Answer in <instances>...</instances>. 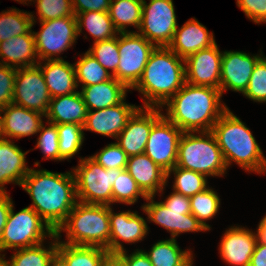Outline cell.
<instances>
[{
	"label": "cell",
	"mask_w": 266,
	"mask_h": 266,
	"mask_svg": "<svg viewBox=\"0 0 266 266\" xmlns=\"http://www.w3.org/2000/svg\"><path fill=\"white\" fill-rule=\"evenodd\" d=\"M30 12L11 8L0 13V42L18 35L28 34L35 24V16Z\"/></svg>",
	"instance_id": "obj_33"
},
{
	"label": "cell",
	"mask_w": 266,
	"mask_h": 266,
	"mask_svg": "<svg viewBox=\"0 0 266 266\" xmlns=\"http://www.w3.org/2000/svg\"><path fill=\"white\" fill-rule=\"evenodd\" d=\"M111 0H72L74 14L87 11L109 12Z\"/></svg>",
	"instance_id": "obj_47"
},
{
	"label": "cell",
	"mask_w": 266,
	"mask_h": 266,
	"mask_svg": "<svg viewBox=\"0 0 266 266\" xmlns=\"http://www.w3.org/2000/svg\"><path fill=\"white\" fill-rule=\"evenodd\" d=\"M87 107L80 91L51 98L48 111L44 117L52 124L77 123L84 126Z\"/></svg>",
	"instance_id": "obj_27"
},
{
	"label": "cell",
	"mask_w": 266,
	"mask_h": 266,
	"mask_svg": "<svg viewBox=\"0 0 266 266\" xmlns=\"http://www.w3.org/2000/svg\"><path fill=\"white\" fill-rule=\"evenodd\" d=\"M76 71L77 86L82 83V87L93 84H99L106 80L112 79L113 76L87 51L76 63H74ZM80 83V84H79Z\"/></svg>",
	"instance_id": "obj_36"
},
{
	"label": "cell",
	"mask_w": 266,
	"mask_h": 266,
	"mask_svg": "<svg viewBox=\"0 0 266 266\" xmlns=\"http://www.w3.org/2000/svg\"><path fill=\"white\" fill-rule=\"evenodd\" d=\"M4 258H5V254L2 255L0 253V266H9L8 263H7V260H5Z\"/></svg>",
	"instance_id": "obj_55"
},
{
	"label": "cell",
	"mask_w": 266,
	"mask_h": 266,
	"mask_svg": "<svg viewBox=\"0 0 266 266\" xmlns=\"http://www.w3.org/2000/svg\"><path fill=\"white\" fill-rule=\"evenodd\" d=\"M48 266H68L66 261L56 252L50 259Z\"/></svg>",
	"instance_id": "obj_52"
},
{
	"label": "cell",
	"mask_w": 266,
	"mask_h": 266,
	"mask_svg": "<svg viewBox=\"0 0 266 266\" xmlns=\"http://www.w3.org/2000/svg\"><path fill=\"white\" fill-rule=\"evenodd\" d=\"M87 52L91 54L107 71L108 69H111L112 76L116 73L120 61L118 35L108 40L94 42L93 46H91Z\"/></svg>",
	"instance_id": "obj_40"
},
{
	"label": "cell",
	"mask_w": 266,
	"mask_h": 266,
	"mask_svg": "<svg viewBox=\"0 0 266 266\" xmlns=\"http://www.w3.org/2000/svg\"><path fill=\"white\" fill-rule=\"evenodd\" d=\"M219 253L229 265L249 266L257 244V235L252 230L231 226L221 238Z\"/></svg>",
	"instance_id": "obj_20"
},
{
	"label": "cell",
	"mask_w": 266,
	"mask_h": 266,
	"mask_svg": "<svg viewBox=\"0 0 266 266\" xmlns=\"http://www.w3.org/2000/svg\"><path fill=\"white\" fill-rule=\"evenodd\" d=\"M51 95L38 65L17 69L12 103L46 115Z\"/></svg>",
	"instance_id": "obj_13"
},
{
	"label": "cell",
	"mask_w": 266,
	"mask_h": 266,
	"mask_svg": "<svg viewBox=\"0 0 266 266\" xmlns=\"http://www.w3.org/2000/svg\"><path fill=\"white\" fill-rule=\"evenodd\" d=\"M59 135V153L64 160H69L75 156L84 141L83 126L77 123L57 124Z\"/></svg>",
	"instance_id": "obj_39"
},
{
	"label": "cell",
	"mask_w": 266,
	"mask_h": 266,
	"mask_svg": "<svg viewBox=\"0 0 266 266\" xmlns=\"http://www.w3.org/2000/svg\"><path fill=\"white\" fill-rule=\"evenodd\" d=\"M249 55L241 51H223L221 63L220 91L228 89L242 94L248 87L256 63L264 56Z\"/></svg>",
	"instance_id": "obj_17"
},
{
	"label": "cell",
	"mask_w": 266,
	"mask_h": 266,
	"mask_svg": "<svg viewBox=\"0 0 266 266\" xmlns=\"http://www.w3.org/2000/svg\"><path fill=\"white\" fill-rule=\"evenodd\" d=\"M236 4L249 20L266 23V0H236Z\"/></svg>",
	"instance_id": "obj_46"
},
{
	"label": "cell",
	"mask_w": 266,
	"mask_h": 266,
	"mask_svg": "<svg viewBox=\"0 0 266 266\" xmlns=\"http://www.w3.org/2000/svg\"><path fill=\"white\" fill-rule=\"evenodd\" d=\"M256 232H266V215L260 221Z\"/></svg>",
	"instance_id": "obj_53"
},
{
	"label": "cell",
	"mask_w": 266,
	"mask_h": 266,
	"mask_svg": "<svg viewBox=\"0 0 266 266\" xmlns=\"http://www.w3.org/2000/svg\"><path fill=\"white\" fill-rule=\"evenodd\" d=\"M38 133L40 136L35 149L39 148L46 160L64 161L59 153V135L56 125L48 122V127H46L43 123Z\"/></svg>",
	"instance_id": "obj_41"
},
{
	"label": "cell",
	"mask_w": 266,
	"mask_h": 266,
	"mask_svg": "<svg viewBox=\"0 0 266 266\" xmlns=\"http://www.w3.org/2000/svg\"><path fill=\"white\" fill-rule=\"evenodd\" d=\"M147 196L138 187L136 181L126 169H116V179L112 187V203L135 204L139 197Z\"/></svg>",
	"instance_id": "obj_38"
},
{
	"label": "cell",
	"mask_w": 266,
	"mask_h": 266,
	"mask_svg": "<svg viewBox=\"0 0 266 266\" xmlns=\"http://www.w3.org/2000/svg\"><path fill=\"white\" fill-rule=\"evenodd\" d=\"M257 241L262 244H266V232H257Z\"/></svg>",
	"instance_id": "obj_54"
},
{
	"label": "cell",
	"mask_w": 266,
	"mask_h": 266,
	"mask_svg": "<svg viewBox=\"0 0 266 266\" xmlns=\"http://www.w3.org/2000/svg\"><path fill=\"white\" fill-rule=\"evenodd\" d=\"M186 83L185 62L168 46L155 47L137 84L132 88L145 99L143 107H159Z\"/></svg>",
	"instance_id": "obj_3"
},
{
	"label": "cell",
	"mask_w": 266,
	"mask_h": 266,
	"mask_svg": "<svg viewBox=\"0 0 266 266\" xmlns=\"http://www.w3.org/2000/svg\"><path fill=\"white\" fill-rule=\"evenodd\" d=\"M215 43L213 33H209L207 28L197 19L191 18L181 28L177 27L168 47L179 57L185 59L189 55L209 48Z\"/></svg>",
	"instance_id": "obj_22"
},
{
	"label": "cell",
	"mask_w": 266,
	"mask_h": 266,
	"mask_svg": "<svg viewBox=\"0 0 266 266\" xmlns=\"http://www.w3.org/2000/svg\"><path fill=\"white\" fill-rule=\"evenodd\" d=\"M159 107L140 106L127 121L116 143L129 156L142 154L153 124L163 115Z\"/></svg>",
	"instance_id": "obj_15"
},
{
	"label": "cell",
	"mask_w": 266,
	"mask_h": 266,
	"mask_svg": "<svg viewBox=\"0 0 266 266\" xmlns=\"http://www.w3.org/2000/svg\"><path fill=\"white\" fill-rule=\"evenodd\" d=\"M37 65L41 68L51 98L78 92L74 64L64 59H53L46 60L43 66L41 61Z\"/></svg>",
	"instance_id": "obj_25"
},
{
	"label": "cell",
	"mask_w": 266,
	"mask_h": 266,
	"mask_svg": "<svg viewBox=\"0 0 266 266\" xmlns=\"http://www.w3.org/2000/svg\"><path fill=\"white\" fill-rule=\"evenodd\" d=\"M40 26V31H33L38 60L63 59L58 54L72 47L78 37L76 17L40 21Z\"/></svg>",
	"instance_id": "obj_11"
},
{
	"label": "cell",
	"mask_w": 266,
	"mask_h": 266,
	"mask_svg": "<svg viewBox=\"0 0 266 266\" xmlns=\"http://www.w3.org/2000/svg\"><path fill=\"white\" fill-rule=\"evenodd\" d=\"M12 204L13 201L7 192L0 193V241Z\"/></svg>",
	"instance_id": "obj_49"
},
{
	"label": "cell",
	"mask_w": 266,
	"mask_h": 266,
	"mask_svg": "<svg viewBox=\"0 0 266 266\" xmlns=\"http://www.w3.org/2000/svg\"><path fill=\"white\" fill-rule=\"evenodd\" d=\"M190 249L182 250L176 239L159 240L144 251L152 266H193V254Z\"/></svg>",
	"instance_id": "obj_29"
},
{
	"label": "cell",
	"mask_w": 266,
	"mask_h": 266,
	"mask_svg": "<svg viewBox=\"0 0 266 266\" xmlns=\"http://www.w3.org/2000/svg\"><path fill=\"white\" fill-rule=\"evenodd\" d=\"M13 207L12 204L0 241V252L32 247L43 243L46 237L52 240L55 232L31 207L17 213Z\"/></svg>",
	"instance_id": "obj_8"
},
{
	"label": "cell",
	"mask_w": 266,
	"mask_h": 266,
	"mask_svg": "<svg viewBox=\"0 0 266 266\" xmlns=\"http://www.w3.org/2000/svg\"><path fill=\"white\" fill-rule=\"evenodd\" d=\"M222 54L215 43L186 57L184 59L186 82L220 89Z\"/></svg>",
	"instance_id": "obj_16"
},
{
	"label": "cell",
	"mask_w": 266,
	"mask_h": 266,
	"mask_svg": "<svg viewBox=\"0 0 266 266\" xmlns=\"http://www.w3.org/2000/svg\"><path fill=\"white\" fill-rule=\"evenodd\" d=\"M0 138H2V114L0 109Z\"/></svg>",
	"instance_id": "obj_56"
},
{
	"label": "cell",
	"mask_w": 266,
	"mask_h": 266,
	"mask_svg": "<svg viewBox=\"0 0 266 266\" xmlns=\"http://www.w3.org/2000/svg\"><path fill=\"white\" fill-rule=\"evenodd\" d=\"M125 100L117 105L101 110L87 111L83 130L116 139L126 126L129 118L140 107L128 104Z\"/></svg>",
	"instance_id": "obj_18"
},
{
	"label": "cell",
	"mask_w": 266,
	"mask_h": 266,
	"mask_svg": "<svg viewBox=\"0 0 266 266\" xmlns=\"http://www.w3.org/2000/svg\"><path fill=\"white\" fill-rule=\"evenodd\" d=\"M1 114H3L2 138L7 139L9 137V140L10 138L18 140L22 137L37 134L43 124L41 118L45 116L13 103L2 108Z\"/></svg>",
	"instance_id": "obj_21"
},
{
	"label": "cell",
	"mask_w": 266,
	"mask_h": 266,
	"mask_svg": "<svg viewBox=\"0 0 266 266\" xmlns=\"http://www.w3.org/2000/svg\"><path fill=\"white\" fill-rule=\"evenodd\" d=\"M172 172L175 176L173 190L186 197L190 198L208 188L206 175L192 170H186L178 166H175L166 173V182H168V178L171 176Z\"/></svg>",
	"instance_id": "obj_35"
},
{
	"label": "cell",
	"mask_w": 266,
	"mask_h": 266,
	"mask_svg": "<svg viewBox=\"0 0 266 266\" xmlns=\"http://www.w3.org/2000/svg\"><path fill=\"white\" fill-rule=\"evenodd\" d=\"M249 266H266V244L257 242Z\"/></svg>",
	"instance_id": "obj_50"
},
{
	"label": "cell",
	"mask_w": 266,
	"mask_h": 266,
	"mask_svg": "<svg viewBox=\"0 0 266 266\" xmlns=\"http://www.w3.org/2000/svg\"><path fill=\"white\" fill-rule=\"evenodd\" d=\"M14 142L0 138V193L7 192L4 185L14 183L21 186L30 168L26 165V154Z\"/></svg>",
	"instance_id": "obj_24"
},
{
	"label": "cell",
	"mask_w": 266,
	"mask_h": 266,
	"mask_svg": "<svg viewBox=\"0 0 266 266\" xmlns=\"http://www.w3.org/2000/svg\"><path fill=\"white\" fill-rule=\"evenodd\" d=\"M128 87L114 77L99 84L81 87V95L87 110H101L121 103Z\"/></svg>",
	"instance_id": "obj_28"
},
{
	"label": "cell",
	"mask_w": 266,
	"mask_h": 266,
	"mask_svg": "<svg viewBox=\"0 0 266 266\" xmlns=\"http://www.w3.org/2000/svg\"><path fill=\"white\" fill-rule=\"evenodd\" d=\"M110 206L77 202L65 222L55 232L58 238L66 232L61 243L94 246L110 252Z\"/></svg>",
	"instance_id": "obj_5"
},
{
	"label": "cell",
	"mask_w": 266,
	"mask_h": 266,
	"mask_svg": "<svg viewBox=\"0 0 266 266\" xmlns=\"http://www.w3.org/2000/svg\"><path fill=\"white\" fill-rule=\"evenodd\" d=\"M110 252L125 251L122 242L136 243L142 241L148 233L146 220L138 212L130 210L120 213L113 212L110 206Z\"/></svg>",
	"instance_id": "obj_19"
},
{
	"label": "cell",
	"mask_w": 266,
	"mask_h": 266,
	"mask_svg": "<svg viewBox=\"0 0 266 266\" xmlns=\"http://www.w3.org/2000/svg\"><path fill=\"white\" fill-rule=\"evenodd\" d=\"M183 131L162 115L152 126L144 153L166 173L176 166Z\"/></svg>",
	"instance_id": "obj_14"
},
{
	"label": "cell",
	"mask_w": 266,
	"mask_h": 266,
	"mask_svg": "<svg viewBox=\"0 0 266 266\" xmlns=\"http://www.w3.org/2000/svg\"><path fill=\"white\" fill-rule=\"evenodd\" d=\"M37 3L39 21L60 17H75L72 0H30Z\"/></svg>",
	"instance_id": "obj_43"
},
{
	"label": "cell",
	"mask_w": 266,
	"mask_h": 266,
	"mask_svg": "<svg viewBox=\"0 0 266 266\" xmlns=\"http://www.w3.org/2000/svg\"><path fill=\"white\" fill-rule=\"evenodd\" d=\"M177 27L173 0H143L140 35L156 47L168 46Z\"/></svg>",
	"instance_id": "obj_12"
},
{
	"label": "cell",
	"mask_w": 266,
	"mask_h": 266,
	"mask_svg": "<svg viewBox=\"0 0 266 266\" xmlns=\"http://www.w3.org/2000/svg\"><path fill=\"white\" fill-rule=\"evenodd\" d=\"M77 21L78 36L82 33L85 26L89 34L95 39L94 42L108 40L119 35L116 30L109 12H82L75 14Z\"/></svg>",
	"instance_id": "obj_30"
},
{
	"label": "cell",
	"mask_w": 266,
	"mask_h": 266,
	"mask_svg": "<svg viewBox=\"0 0 266 266\" xmlns=\"http://www.w3.org/2000/svg\"><path fill=\"white\" fill-rule=\"evenodd\" d=\"M243 96L254 102H266V57L263 56L255 65L249 84Z\"/></svg>",
	"instance_id": "obj_42"
},
{
	"label": "cell",
	"mask_w": 266,
	"mask_h": 266,
	"mask_svg": "<svg viewBox=\"0 0 266 266\" xmlns=\"http://www.w3.org/2000/svg\"><path fill=\"white\" fill-rule=\"evenodd\" d=\"M119 35L120 61L113 77L132 89L140 80L148 59L156 46L135 31L119 33Z\"/></svg>",
	"instance_id": "obj_10"
},
{
	"label": "cell",
	"mask_w": 266,
	"mask_h": 266,
	"mask_svg": "<svg viewBox=\"0 0 266 266\" xmlns=\"http://www.w3.org/2000/svg\"><path fill=\"white\" fill-rule=\"evenodd\" d=\"M100 266H125L119 253L107 252L100 261Z\"/></svg>",
	"instance_id": "obj_51"
},
{
	"label": "cell",
	"mask_w": 266,
	"mask_h": 266,
	"mask_svg": "<svg viewBox=\"0 0 266 266\" xmlns=\"http://www.w3.org/2000/svg\"><path fill=\"white\" fill-rule=\"evenodd\" d=\"M209 188L210 187L190 197L191 213L208 231L211 227L205 221L216 216L220 208V198L218 194L216 191Z\"/></svg>",
	"instance_id": "obj_37"
},
{
	"label": "cell",
	"mask_w": 266,
	"mask_h": 266,
	"mask_svg": "<svg viewBox=\"0 0 266 266\" xmlns=\"http://www.w3.org/2000/svg\"><path fill=\"white\" fill-rule=\"evenodd\" d=\"M73 173L79 202L111 206L116 169H105L89 156L79 159Z\"/></svg>",
	"instance_id": "obj_9"
},
{
	"label": "cell",
	"mask_w": 266,
	"mask_h": 266,
	"mask_svg": "<svg viewBox=\"0 0 266 266\" xmlns=\"http://www.w3.org/2000/svg\"><path fill=\"white\" fill-rule=\"evenodd\" d=\"M36 58L33 30L0 42V64L19 69L37 65Z\"/></svg>",
	"instance_id": "obj_26"
},
{
	"label": "cell",
	"mask_w": 266,
	"mask_h": 266,
	"mask_svg": "<svg viewBox=\"0 0 266 266\" xmlns=\"http://www.w3.org/2000/svg\"><path fill=\"white\" fill-rule=\"evenodd\" d=\"M90 157L105 169H126L129 158L116 142L106 145L100 152Z\"/></svg>",
	"instance_id": "obj_44"
},
{
	"label": "cell",
	"mask_w": 266,
	"mask_h": 266,
	"mask_svg": "<svg viewBox=\"0 0 266 266\" xmlns=\"http://www.w3.org/2000/svg\"><path fill=\"white\" fill-rule=\"evenodd\" d=\"M183 132L178 142L176 166L209 176L226 173L221 149L211 131Z\"/></svg>",
	"instance_id": "obj_6"
},
{
	"label": "cell",
	"mask_w": 266,
	"mask_h": 266,
	"mask_svg": "<svg viewBox=\"0 0 266 266\" xmlns=\"http://www.w3.org/2000/svg\"><path fill=\"white\" fill-rule=\"evenodd\" d=\"M15 1H17V2H19V3H21V4L24 3V4L26 5V2H27V1L29 2L30 0H15Z\"/></svg>",
	"instance_id": "obj_57"
},
{
	"label": "cell",
	"mask_w": 266,
	"mask_h": 266,
	"mask_svg": "<svg viewBox=\"0 0 266 266\" xmlns=\"http://www.w3.org/2000/svg\"><path fill=\"white\" fill-rule=\"evenodd\" d=\"M220 89L185 83L163 106L164 116L183 132L211 131L228 107Z\"/></svg>",
	"instance_id": "obj_2"
},
{
	"label": "cell",
	"mask_w": 266,
	"mask_h": 266,
	"mask_svg": "<svg viewBox=\"0 0 266 266\" xmlns=\"http://www.w3.org/2000/svg\"><path fill=\"white\" fill-rule=\"evenodd\" d=\"M155 196H147V203L141 209L148 216V222H154L170 232L175 239L181 233L208 231L191 213L190 198L173 190L161 202H155Z\"/></svg>",
	"instance_id": "obj_7"
},
{
	"label": "cell",
	"mask_w": 266,
	"mask_h": 266,
	"mask_svg": "<svg viewBox=\"0 0 266 266\" xmlns=\"http://www.w3.org/2000/svg\"><path fill=\"white\" fill-rule=\"evenodd\" d=\"M107 252L100 247L61 243L58 238L57 253L68 266H100V261Z\"/></svg>",
	"instance_id": "obj_32"
},
{
	"label": "cell",
	"mask_w": 266,
	"mask_h": 266,
	"mask_svg": "<svg viewBox=\"0 0 266 266\" xmlns=\"http://www.w3.org/2000/svg\"><path fill=\"white\" fill-rule=\"evenodd\" d=\"M143 0H111L109 15L119 33L133 26L139 30L142 22Z\"/></svg>",
	"instance_id": "obj_31"
},
{
	"label": "cell",
	"mask_w": 266,
	"mask_h": 266,
	"mask_svg": "<svg viewBox=\"0 0 266 266\" xmlns=\"http://www.w3.org/2000/svg\"><path fill=\"white\" fill-rule=\"evenodd\" d=\"M126 170L146 196L163 193L164 186L167 185L166 172L145 153L129 156Z\"/></svg>",
	"instance_id": "obj_23"
},
{
	"label": "cell",
	"mask_w": 266,
	"mask_h": 266,
	"mask_svg": "<svg viewBox=\"0 0 266 266\" xmlns=\"http://www.w3.org/2000/svg\"><path fill=\"white\" fill-rule=\"evenodd\" d=\"M53 242L49 248L43 243L15 250L11 256V260H7L9 266H48L50 259L57 252L58 237L53 235Z\"/></svg>",
	"instance_id": "obj_34"
},
{
	"label": "cell",
	"mask_w": 266,
	"mask_h": 266,
	"mask_svg": "<svg viewBox=\"0 0 266 266\" xmlns=\"http://www.w3.org/2000/svg\"><path fill=\"white\" fill-rule=\"evenodd\" d=\"M123 257L125 266H152L148 256L142 249H136L135 252L127 254V251L119 253Z\"/></svg>",
	"instance_id": "obj_48"
},
{
	"label": "cell",
	"mask_w": 266,
	"mask_h": 266,
	"mask_svg": "<svg viewBox=\"0 0 266 266\" xmlns=\"http://www.w3.org/2000/svg\"><path fill=\"white\" fill-rule=\"evenodd\" d=\"M21 187L32 199L31 207L56 232L78 202L73 170L55 173L31 169Z\"/></svg>",
	"instance_id": "obj_1"
},
{
	"label": "cell",
	"mask_w": 266,
	"mask_h": 266,
	"mask_svg": "<svg viewBox=\"0 0 266 266\" xmlns=\"http://www.w3.org/2000/svg\"><path fill=\"white\" fill-rule=\"evenodd\" d=\"M227 168L232 162L247 172L264 174L266 158L250 129L229 108L211 129Z\"/></svg>",
	"instance_id": "obj_4"
},
{
	"label": "cell",
	"mask_w": 266,
	"mask_h": 266,
	"mask_svg": "<svg viewBox=\"0 0 266 266\" xmlns=\"http://www.w3.org/2000/svg\"><path fill=\"white\" fill-rule=\"evenodd\" d=\"M17 69L0 64V109L11 104Z\"/></svg>",
	"instance_id": "obj_45"
}]
</instances>
